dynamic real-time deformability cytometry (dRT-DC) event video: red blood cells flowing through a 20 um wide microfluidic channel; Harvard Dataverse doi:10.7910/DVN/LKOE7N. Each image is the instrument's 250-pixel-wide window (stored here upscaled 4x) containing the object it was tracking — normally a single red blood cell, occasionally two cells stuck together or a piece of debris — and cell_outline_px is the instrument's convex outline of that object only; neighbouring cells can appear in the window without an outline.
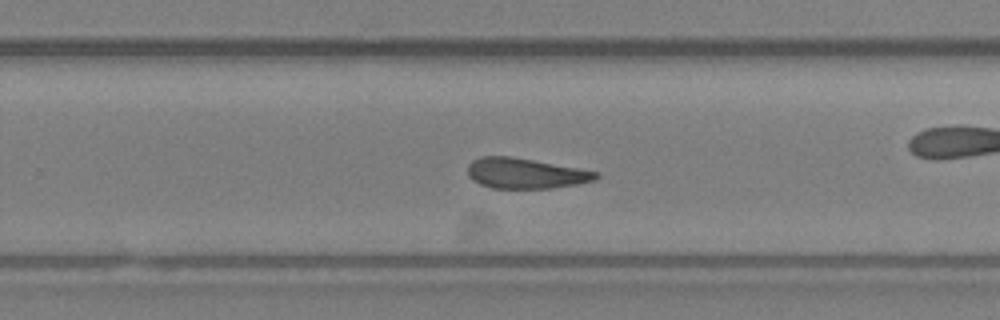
{"species": "Egyptian fruit bat (a non-hibernating species)", "species_latin": "Rousettus aegyptiacus", "temperature_condition": "room temperature", "stored_images_in_passage": 29, "camera_frame_rate_fps": 3000, "um_per_image_px": 0.085, "animal": {"sex": "female"}, "frame": {"image": 1, "passage_image": 16, "time_ms": 5.0, "image_size_px": [1000, 320], "cell_outline_px": [[600, 176], [596, 180], [576, 184], [552, 188], [492, 188], [480, 184], [472, 180], [468, 176], [468, 164], [472, 160], [480, 156], [512, 156], [600, 172]], "centroid_in_image_um": [44.66, 14.73], "position_along_channel_um": 285.1, "area_um2": 22.83}}